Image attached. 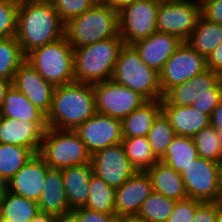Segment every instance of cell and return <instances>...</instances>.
<instances>
[{"mask_svg":"<svg viewBox=\"0 0 222 222\" xmlns=\"http://www.w3.org/2000/svg\"><path fill=\"white\" fill-rule=\"evenodd\" d=\"M193 84L194 98L203 92H222V78L210 69L189 80Z\"/></svg>","mask_w":222,"mask_h":222,"instance_id":"obj_39","label":"cell"},{"mask_svg":"<svg viewBox=\"0 0 222 222\" xmlns=\"http://www.w3.org/2000/svg\"><path fill=\"white\" fill-rule=\"evenodd\" d=\"M133 0H96L97 3L109 6L113 10L120 11L123 7L129 5Z\"/></svg>","mask_w":222,"mask_h":222,"instance_id":"obj_47","label":"cell"},{"mask_svg":"<svg viewBox=\"0 0 222 222\" xmlns=\"http://www.w3.org/2000/svg\"><path fill=\"white\" fill-rule=\"evenodd\" d=\"M93 90L96 112L118 120H123L147 102L140 94L112 79L93 84Z\"/></svg>","mask_w":222,"mask_h":222,"instance_id":"obj_9","label":"cell"},{"mask_svg":"<svg viewBox=\"0 0 222 222\" xmlns=\"http://www.w3.org/2000/svg\"><path fill=\"white\" fill-rule=\"evenodd\" d=\"M91 166L93 174L114 189L119 188L136 172L125 155L121 143L106 147L91 155Z\"/></svg>","mask_w":222,"mask_h":222,"instance_id":"obj_13","label":"cell"},{"mask_svg":"<svg viewBox=\"0 0 222 222\" xmlns=\"http://www.w3.org/2000/svg\"><path fill=\"white\" fill-rule=\"evenodd\" d=\"M38 154L50 169L61 170L91 163V154L73 130L48 127L44 132Z\"/></svg>","mask_w":222,"mask_h":222,"instance_id":"obj_7","label":"cell"},{"mask_svg":"<svg viewBox=\"0 0 222 222\" xmlns=\"http://www.w3.org/2000/svg\"><path fill=\"white\" fill-rule=\"evenodd\" d=\"M201 16L222 25V0H201Z\"/></svg>","mask_w":222,"mask_h":222,"instance_id":"obj_42","label":"cell"},{"mask_svg":"<svg viewBox=\"0 0 222 222\" xmlns=\"http://www.w3.org/2000/svg\"><path fill=\"white\" fill-rule=\"evenodd\" d=\"M60 20L66 24L72 18L80 16L97 2L96 0H50Z\"/></svg>","mask_w":222,"mask_h":222,"instance_id":"obj_37","label":"cell"},{"mask_svg":"<svg viewBox=\"0 0 222 222\" xmlns=\"http://www.w3.org/2000/svg\"><path fill=\"white\" fill-rule=\"evenodd\" d=\"M116 222H146L143 218L138 215H124L116 217Z\"/></svg>","mask_w":222,"mask_h":222,"instance_id":"obj_51","label":"cell"},{"mask_svg":"<svg viewBox=\"0 0 222 222\" xmlns=\"http://www.w3.org/2000/svg\"><path fill=\"white\" fill-rule=\"evenodd\" d=\"M159 4L149 0H133L118 11L119 36L131 45L157 32Z\"/></svg>","mask_w":222,"mask_h":222,"instance_id":"obj_8","label":"cell"},{"mask_svg":"<svg viewBox=\"0 0 222 222\" xmlns=\"http://www.w3.org/2000/svg\"><path fill=\"white\" fill-rule=\"evenodd\" d=\"M222 42V25L199 17L196 27L186 41L197 53L206 59Z\"/></svg>","mask_w":222,"mask_h":222,"instance_id":"obj_26","label":"cell"},{"mask_svg":"<svg viewBox=\"0 0 222 222\" xmlns=\"http://www.w3.org/2000/svg\"><path fill=\"white\" fill-rule=\"evenodd\" d=\"M12 86L47 117L51 110L55 86L45 80L26 60L15 72Z\"/></svg>","mask_w":222,"mask_h":222,"instance_id":"obj_15","label":"cell"},{"mask_svg":"<svg viewBox=\"0 0 222 222\" xmlns=\"http://www.w3.org/2000/svg\"><path fill=\"white\" fill-rule=\"evenodd\" d=\"M219 203H220V206L222 207V192H221V198H220Z\"/></svg>","mask_w":222,"mask_h":222,"instance_id":"obj_57","label":"cell"},{"mask_svg":"<svg viewBox=\"0 0 222 222\" xmlns=\"http://www.w3.org/2000/svg\"><path fill=\"white\" fill-rule=\"evenodd\" d=\"M214 222H222V207L221 206L217 209Z\"/></svg>","mask_w":222,"mask_h":222,"instance_id":"obj_53","label":"cell"},{"mask_svg":"<svg viewBox=\"0 0 222 222\" xmlns=\"http://www.w3.org/2000/svg\"><path fill=\"white\" fill-rule=\"evenodd\" d=\"M152 191V182L147 171H136L119 188L115 189L116 216L137 215Z\"/></svg>","mask_w":222,"mask_h":222,"instance_id":"obj_16","label":"cell"},{"mask_svg":"<svg viewBox=\"0 0 222 222\" xmlns=\"http://www.w3.org/2000/svg\"><path fill=\"white\" fill-rule=\"evenodd\" d=\"M20 0H0V39L14 37Z\"/></svg>","mask_w":222,"mask_h":222,"instance_id":"obj_36","label":"cell"},{"mask_svg":"<svg viewBox=\"0 0 222 222\" xmlns=\"http://www.w3.org/2000/svg\"><path fill=\"white\" fill-rule=\"evenodd\" d=\"M219 202H201L195 210L193 222H214Z\"/></svg>","mask_w":222,"mask_h":222,"instance_id":"obj_44","label":"cell"},{"mask_svg":"<svg viewBox=\"0 0 222 222\" xmlns=\"http://www.w3.org/2000/svg\"><path fill=\"white\" fill-rule=\"evenodd\" d=\"M218 169H219V183L222 189V160L218 162Z\"/></svg>","mask_w":222,"mask_h":222,"instance_id":"obj_55","label":"cell"},{"mask_svg":"<svg viewBox=\"0 0 222 222\" xmlns=\"http://www.w3.org/2000/svg\"><path fill=\"white\" fill-rule=\"evenodd\" d=\"M221 100L222 92H203L195 98L191 106L210 117L212 111Z\"/></svg>","mask_w":222,"mask_h":222,"instance_id":"obj_41","label":"cell"},{"mask_svg":"<svg viewBox=\"0 0 222 222\" xmlns=\"http://www.w3.org/2000/svg\"><path fill=\"white\" fill-rule=\"evenodd\" d=\"M0 222H8V221H5V220H3V219L0 218Z\"/></svg>","mask_w":222,"mask_h":222,"instance_id":"obj_58","label":"cell"},{"mask_svg":"<svg viewBox=\"0 0 222 222\" xmlns=\"http://www.w3.org/2000/svg\"><path fill=\"white\" fill-rule=\"evenodd\" d=\"M209 122L215 129H222V100L212 111V114L209 117Z\"/></svg>","mask_w":222,"mask_h":222,"instance_id":"obj_46","label":"cell"},{"mask_svg":"<svg viewBox=\"0 0 222 222\" xmlns=\"http://www.w3.org/2000/svg\"><path fill=\"white\" fill-rule=\"evenodd\" d=\"M216 134L219 139L220 147L222 149V129H216Z\"/></svg>","mask_w":222,"mask_h":222,"instance_id":"obj_56","label":"cell"},{"mask_svg":"<svg viewBox=\"0 0 222 222\" xmlns=\"http://www.w3.org/2000/svg\"><path fill=\"white\" fill-rule=\"evenodd\" d=\"M6 190H7L6 183L0 179V201L2 200Z\"/></svg>","mask_w":222,"mask_h":222,"instance_id":"obj_52","label":"cell"},{"mask_svg":"<svg viewBox=\"0 0 222 222\" xmlns=\"http://www.w3.org/2000/svg\"><path fill=\"white\" fill-rule=\"evenodd\" d=\"M112 80L143 96L147 101L164 96L159 73L147 66L132 45L124 44L118 54Z\"/></svg>","mask_w":222,"mask_h":222,"instance_id":"obj_5","label":"cell"},{"mask_svg":"<svg viewBox=\"0 0 222 222\" xmlns=\"http://www.w3.org/2000/svg\"><path fill=\"white\" fill-rule=\"evenodd\" d=\"M175 203V200L152 191L143 202L137 215L146 222H167Z\"/></svg>","mask_w":222,"mask_h":222,"instance_id":"obj_33","label":"cell"},{"mask_svg":"<svg viewBox=\"0 0 222 222\" xmlns=\"http://www.w3.org/2000/svg\"><path fill=\"white\" fill-rule=\"evenodd\" d=\"M61 172L70 209L85 207L93 173L91 163L63 168Z\"/></svg>","mask_w":222,"mask_h":222,"instance_id":"obj_21","label":"cell"},{"mask_svg":"<svg viewBox=\"0 0 222 222\" xmlns=\"http://www.w3.org/2000/svg\"><path fill=\"white\" fill-rule=\"evenodd\" d=\"M96 113L93 85L74 81L55 87L47 126L74 131Z\"/></svg>","mask_w":222,"mask_h":222,"instance_id":"obj_2","label":"cell"},{"mask_svg":"<svg viewBox=\"0 0 222 222\" xmlns=\"http://www.w3.org/2000/svg\"><path fill=\"white\" fill-rule=\"evenodd\" d=\"M11 86H12V81L0 79V108L3 105L7 91Z\"/></svg>","mask_w":222,"mask_h":222,"instance_id":"obj_49","label":"cell"},{"mask_svg":"<svg viewBox=\"0 0 222 222\" xmlns=\"http://www.w3.org/2000/svg\"><path fill=\"white\" fill-rule=\"evenodd\" d=\"M201 16L200 1L179 0L173 3L159 4L157 31L177 36L186 42Z\"/></svg>","mask_w":222,"mask_h":222,"instance_id":"obj_11","label":"cell"},{"mask_svg":"<svg viewBox=\"0 0 222 222\" xmlns=\"http://www.w3.org/2000/svg\"><path fill=\"white\" fill-rule=\"evenodd\" d=\"M162 112L178 136L192 138L210 124L209 116L192 106L162 105Z\"/></svg>","mask_w":222,"mask_h":222,"instance_id":"obj_20","label":"cell"},{"mask_svg":"<svg viewBox=\"0 0 222 222\" xmlns=\"http://www.w3.org/2000/svg\"><path fill=\"white\" fill-rule=\"evenodd\" d=\"M93 155L122 142L121 120L96 113L74 130Z\"/></svg>","mask_w":222,"mask_h":222,"instance_id":"obj_14","label":"cell"},{"mask_svg":"<svg viewBox=\"0 0 222 222\" xmlns=\"http://www.w3.org/2000/svg\"><path fill=\"white\" fill-rule=\"evenodd\" d=\"M38 213L37 202L7 190L0 201V218L8 222H30Z\"/></svg>","mask_w":222,"mask_h":222,"instance_id":"obj_27","label":"cell"},{"mask_svg":"<svg viewBox=\"0 0 222 222\" xmlns=\"http://www.w3.org/2000/svg\"><path fill=\"white\" fill-rule=\"evenodd\" d=\"M53 86L75 81L74 48L66 36L32 50L25 59Z\"/></svg>","mask_w":222,"mask_h":222,"instance_id":"obj_6","label":"cell"},{"mask_svg":"<svg viewBox=\"0 0 222 222\" xmlns=\"http://www.w3.org/2000/svg\"><path fill=\"white\" fill-rule=\"evenodd\" d=\"M121 144L136 171H147L159 161L153 154L147 137H123Z\"/></svg>","mask_w":222,"mask_h":222,"instance_id":"obj_29","label":"cell"},{"mask_svg":"<svg viewBox=\"0 0 222 222\" xmlns=\"http://www.w3.org/2000/svg\"><path fill=\"white\" fill-rule=\"evenodd\" d=\"M77 214L79 222H116L115 213H100L91 211L85 207L73 209Z\"/></svg>","mask_w":222,"mask_h":222,"instance_id":"obj_43","label":"cell"},{"mask_svg":"<svg viewBox=\"0 0 222 222\" xmlns=\"http://www.w3.org/2000/svg\"><path fill=\"white\" fill-rule=\"evenodd\" d=\"M54 215L40 212L30 222H53Z\"/></svg>","mask_w":222,"mask_h":222,"instance_id":"obj_50","label":"cell"},{"mask_svg":"<svg viewBox=\"0 0 222 222\" xmlns=\"http://www.w3.org/2000/svg\"><path fill=\"white\" fill-rule=\"evenodd\" d=\"M149 1L157 4H166V3H173L179 0H149Z\"/></svg>","mask_w":222,"mask_h":222,"instance_id":"obj_54","label":"cell"},{"mask_svg":"<svg viewBox=\"0 0 222 222\" xmlns=\"http://www.w3.org/2000/svg\"><path fill=\"white\" fill-rule=\"evenodd\" d=\"M33 155L29 148L0 143V179L7 183Z\"/></svg>","mask_w":222,"mask_h":222,"instance_id":"obj_30","label":"cell"},{"mask_svg":"<svg viewBox=\"0 0 222 222\" xmlns=\"http://www.w3.org/2000/svg\"><path fill=\"white\" fill-rule=\"evenodd\" d=\"M123 45L122 38L115 36L91 45L74 48L75 81L93 85L111 80Z\"/></svg>","mask_w":222,"mask_h":222,"instance_id":"obj_3","label":"cell"},{"mask_svg":"<svg viewBox=\"0 0 222 222\" xmlns=\"http://www.w3.org/2000/svg\"><path fill=\"white\" fill-rule=\"evenodd\" d=\"M198 156L193 138L176 135L159 161L181 174Z\"/></svg>","mask_w":222,"mask_h":222,"instance_id":"obj_28","label":"cell"},{"mask_svg":"<svg viewBox=\"0 0 222 222\" xmlns=\"http://www.w3.org/2000/svg\"><path fill=\"white\" fill-rule=\"evenodd\" d=\"M147 173L151 178L153 192L175 201L188 198L182 176L173 168L158 161Z\"/></svg>","mask_w":222,"mask_h":222,"instance_id":"obj_23","label":"cell"},{"mask_svg":"<svg viewBox=\"0 0 222 222\" xmlns=\"http://www.w3.org/2000/svg\"><path fill=\"white\" fill-rule=\"evenodd\" d=\"M0 116L30 122H47L46 116L14 86H11L6 93L0 108Z\"/></svg>","mask_w":222,"mask_h":222,"instance_id":"obj_25","label":"cell"},{"mask_svg":"<svg viewBox=\"0 0 222 222\" xmlns=\"http://www.w3.org/2000/svg\"><path fill=\"white\" fill-rule=\"evenodd\" d=\"M47 122H30L0 116V143L20 145L39 152Z\"/></svg>","mask_w":222,"mask_h":222,"instance_id":"obj_18","label":"cell"},{"mask_svg":"<svg viewBox=\"0 0 222 222\" xmlns=\"http://www.w3.org/2000/svg\"><path fill=\"white\" fill-rule=\"evenodd\" d=\"M25 59L15 36L0 39V79L13 81L15 72Z\"/></svg>","mask_w":222,"mask_h":222,"instance_id":"obj_32","label":"cell"},{"mask_svg":"<svg viewBox=\"0 0 222 222\" xmlns=\"http://www.w3.org/2000/svg\"><path fill=\"white\" fill-rule=\"evenodd\" d=\"M175 136L169 119L161 112L153 121L152 127L147 135L151 150L158 160L164 155Z\"/></svg>","mask_w":222,"mask_h":222,"instance_id":"obj_34","label":"cell"},{"mask_svg":"<svg viewBox=\"0 0 222 222\" xmlns=\"http://www.w3.org/2000/svg\"><path fill=\"white\" fill-rule=\"evenodd\" d=\"M194 101L193 84L188 80L171 88L161 99V104L191 106Z\"/></svg>","mask_w":222,"mask_h":222,"instance_id":"obj_38","label":"cell"},{"mask_svg":"<svg viewBox=\"0 0 222 222\" xmlns=\"http://www.w3.org/2000/svg\"><path fill=\"white\" fill-rule=\"evenodd\" d=\"M192 138L200 157L216 163L222 159V149L213 126L209 124Z\"/></svg>","mask_w":222,"mask_h":222,"instance_id":"obj_35","label":"cell"},{"mask_svg":"<svg viewBox=\"0 0 222 222\" xmlns=\"http://www.w3.org/2000/svg\"><path fill=\"white\" fill-rule=\"evenodd\" d=\"M64 35L73 48L119 36L118 11L96 3L65 24Z\"/></svg>","mask_w":222,"mask_h":222,"instance_id":"obj_4","label":"cell"},{"mask_svg":"<svg viewBox=\"0 0 222 222\" xmlns=\"http://www.w3.org/2000/svg\"><path fill=\"white\" fill-rule=\"evenodd\" d=\"M115 189L92 173L89 181V195L85 208L100 213H115Z\"/></svg>","mask_w":222,"mask_h":222,"instance_id":"obj_31","label":"cell"},{"mask_svg":"<svg viewBox=\"0 0 222 222\" xmlns=\"http://www.w3.org/2000/svg\"><path fill=\"white\" fill-rule=\"evenodd\" d=\"M49 169L41 156L34 154L6 183L7 191L38 202Z\"/></svg>","mask_w":222,"mask_h":222,"instance_id":"obj_17","label":"cell"},{"mask_svg":"<svg viewBox=\"0 0 222 222\" xmlns=\"http://www.w3.org/2000/svg\"><path fill=\"white\" fill-rule=\"evenodd\" d=\"M206 60L208 69L212 70L222 78V42L214 49Z\"/></svg>","mask_w":222,"mask_h":222,"instance_id":"obj_45","label":"cell"},{"mask_svg":"<svg viewBox=\"0 0 222 222\" xmlns=\"http://www.w3.org/2000/svg\"><path fill=\"white\" fill-rule=\"evenodd\" d=\"M53 222H79V220L77 214L73 210H70L59 215H54Z\"/></svg>","mask_w":222,"mask_h":222,"instance_id":"obj_48","label":"cell"},{"mask_svg":"<svg viewBox=\"0 0 222 222\" xmlns=\"http://www.w3.org/2000/svg\"><path fill=\"white\" fill-rule=\"evenodd\" d=\"M200 203L192 198L176 201L167 222H193L196 207Z\"/></svg>","mask_w":222,"mask_h":222,"instance_id":"obj_40","label":"cell"},{"mask_svg":"<svg viewBox=\"0 0 222 222\" xmlns=\"http://www.w3.org/2000/svg\"><path fill=\"white\" fill-rule=\"evenodd\" d=\"M207 60L183 42L165 62L160 75L163 96L173 87L207 70Z\"/></svg>","mask_w":222,"mask_h":222,"instance_id":"obj_12","label":"cell"},{"mask_svg":"<svg viewBox=\"0 0 222 222\" xmlns=\"http://www.w3.org/2000/svg\"><path fill=\"white\" fill-rule=\"evenodd\" d=\"M65 24L50 0H20L15 38L26 56L64 36Z\"/></svg>","mask_w":222,"mask_h":222,"instance_id":"obj_1","label":"cell"},{"mask_svg":"<svg viewBox=\"0 0 222 222\" xmlns=\"http://www.w3.org/2000/svg\"><path fill=\"white\" fill-rule=\"evenodd\" d=\"M180 175L188 198L200 202L220 201L222 189L219 183L218 163L198 156Z\"/></svg>","mask_w":222,"mask_h":222,"instance_id":"obj_10","label":"cell"},{"mask_svg":"<svg viewBox=\"0 0 222 222\" xmlns=\"http://www.w3.org/2000/svg\"><path fill=\"white\" fill-rule=\"evenodd\" d=\"M39 211L59 215L70 211L61 170L49 169L37 202Z\"/></svg>","mask_w":222,"mask_h":222,"instance_id":"obj_22","label":"cell"},{"mask_svg":"<svg viewBox=\"0 0 222 222\" xmlns=\"http://www.w3.org/2000/svg\"><path fill=\"white\" fill-rule=\"evenodd\" d=\"M162 112L161 100H151L121 120L123 137H147L153 121Z\"/></svg>","mask_w":222,"mask_h":222,"instance_id":"obj_24","label":"cell"},{"mask_svg":"<svg viewBox=\"0 0 222 222\" xmlns=\"http://www.w3.org/2000/svg\"><path fill=\"white\" fill-rule=\"evenodd\" d=\"M182 43L183 41L175 35L157 31L131 45L147 66L160 73L165 62Z\"/></svg>","mask_w":222,"mask_h":222,"instance_id":"obj_19","label":"cell"}]
</instances>
